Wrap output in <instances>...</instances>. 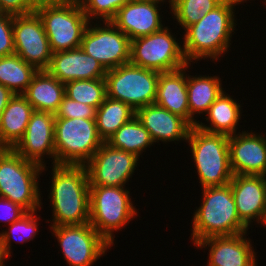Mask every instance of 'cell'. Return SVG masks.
<instances>
[{
  "label": "cell",
  "mask_w": 266,
  "mask_h": 266,
  "mask_svg": "<svg viewBox=\"0 0 266 266\" xmlns=\"http://www.w3.org/2000/svg\"><path fill=\"white\" fill-rule=\"evenodd\" d=\"M14 53L13 9L0 8V57Z\"/></svg>",
  "instance_id": "obj_34"
},
{
  "label": "cell",
  "mask_w": 266,
  "mask_h": 266,
  "mask_svg": "<svg viewBox=\"0 0 266 266\" xmlns=\"http://www.w3.org/2000/svg\"><path fill=\"white\" fill-rule=\"evenodd\" d=\"M158 4L161 6L155 0H131L117 11L111 22L130 40L158 32L165 26Z\"/></svg>",
  "instance_id": "obj_19"
},
{
  "label": "cell",
  "mask_w": 266,
  "mask_h": 266,
  "mask_svg": "<svg viewBox=\"0 0 266 266\" xmlns=\"http://www.w3.org/2000/svg\"><path fill=\"white\" fill-rule=\"evenodd\" d=\"M155 1H159V2H161V3H163V4H164V2H167L166 0H155ZM168 2H169V8H170V6H171L172 3L174 2V0H168Z\"/></svg>",
  "instance_id": "obj_40"
},
{
  "label": "cell",
  "mask_w": 266,
  "mask_h": 266,
  "mask_svg": "<svg viewBox=\"0 0 266 266\" xmlns=\"http://www.w3.org/2000/svg\"><path fill=\"white\" fill-rule=\"evenodd\" d=\"M46 0H0L1 8L17 11L35 10Z\"/></svg>",
  "instance_id": "obj_37"
},
{
  "label": "cell",
  "mask_w": 266,
  "mask_h": 266,
  "mask_svg": "<svg viewBox=\"0 0 266 266\" xmlns=\"http://www.w3.org/2000/svg\"><path fill=\"white\" fill-rule=\"evenodd\" d=\"M38 71L17 54L0 57V84L11 92L24 94Z\"/></svg>",
  "instance_id": "obj_29"
},
{
  "label": "cell",
  "mask_w": 266,
  "mask_h": 266,
  "mask_svg": "<svg viewBox=\"0 0 266 266\" xmlns=\"http://www.w3.org/2000/svg\"><path fill=\"white\" fill-rule=\"evenodd\" d=\"M33 111L23 94L10 99L0 117V148L13 149L17 145L25 134Z\"/></svg>",
  "instance_id": "obj_23"
},
{
  "label": "cell",
  "mask_w": 266,
  "mask_h": 266,
  "mask_svg": "<svg viewBox=\"0 0 266 266\" xmlns=\"http://www.w3.org/2000/svg\"><path fill=\"white\" fill-rule=\"evenodd\" d=\"M34 11L43 23L53 53L81 47L90 21L80 2L46 0Z\"/></svg>",
  "instance_id": "obj_6"
},
{
  "label": "cell",
  "mask_w": 266,
  "mask_h": 266,
  "mask_svg": "<svg viewBox=\"0 0 266 266\" xmlns=\"http://www.w3.org/2000/svg\"><path fill=\"white\" fill-rule=\"evenodd\" d=\"M218 76L187 75L189 124L196 126L194 116L206 114L210 105L222 94V80Z\"/></svg>",
  "instance_id": "obj_26"
},
{
  "label": "cell",
  "mask_w": 266,
  "mask_h": 266,
  "mask_svg": "<svg viewBox=\"0 0 266 266\" xmlns=\"http://www.w3.org/2000/svg\"><path fill=\"white\" fill-rule=\"evenodd\" d=\"M106 143L113 148L134 153L138 157L146 152L144 150L154 145L149 131L136 116L123 124Z\"/></svg>",
  "instance_id": "obj_28"
},
{
  "label": "cell",
  "mask_w": 266,
  "mask_h": 266,
  "mask_svg": "<svg viewBox=\"0 0 266 266\" xmlns=\"http://www.w3.org/2000/svg\"><path fill=\"white\" fill-rule=\"evenodd\" d=\"M103 143L95 119L55 118L56 164L85 165Z\"/></svg>",
  "instance_id": "obj_8"
},
{
  "label": "cell",
  "mask_w": 266,
  "mask_h": 266,
  "mask_svg": "<svg viewBox=\"0 0 266 266\" xmlns=\"http://www.w3.org/2000/svg\"><path fill=\"white\" fill-rule=\"evenodd\" d=\"M223 0H174L169 9L184 31L197 23L202 16L217 7Z\"/></svg>",
  "instance_id": "obj_32"
},
{
  "label": "cell",
  "mask_w": 266,
  "mask_h": 266,
  "mask_svg": "<svg viewBox=\"0 0 266 266\" xmlns=\"http://www.w3.org/2000/svg\"><path fill=\"white\" fill-rule=\"evenodd\" d=\"M55 115L53 113L34 110L28 122L23 138L13 148L27 161L46 166L45 156L52 158L56 164L54 146Z\"/></svg>",
  "instance_id": "obj_15"
},
{
  "label": "cell",
  "mask_w": 266,
  "mask_h": 266,
  "mask_svg": "<svg viewBox=\"0 0 266 266\" xmlns=\"http://www.w3.org/2000/svg\"><path fill=\"white\" fill-rule=\"evenodd\" d=\"M50 186L51 226L89 223L90 185L84 165L53 164Z\"/></svg>",
  "instance_id": "obj_2"
},
{
  "label": "cell",
  "mask_w": 266,
  "mask_h": 266,
  "mask_svg": "<svg viewBox=\"0 0 266 266\" xmlns=\"http://www.w3.org/2000/svg\"><path fill=\"white\" fill-rule=\"evenodd\" d=\"M65 95L72 100L99 108L107 96L105 78L72 80L65 83Z\"/></svg>",
  "instance_id": "obj_30"
},
{
  "label": "cell",
  "mask_w": 266,
  "mask_h": 266,
  "mask_svg": "<svg viewBox=\"0 0 266 266\" xmlns=\"http://www.w3.org/2000/svg\"><path fill=\"white\" fill-rule=\"evenodd\" d=\"M60 82L105 78L107 70L81 47L52 54L46 70Z\"/></svg>",
  "instance_id": "obj_20"
},
{
  "label": "cell",
  "mask_w": 266,
  "mask_h": 266,
  "mask_svg": "<svg viewBox=\"0 0 266 266\" xmlns=\"http://www.w3.org/2000/svg\"><path fill=\"white\" fill-rule=\"evenodd\" d=\"M97 108L72 100L66 95L56 111L55 118L95 119Z\"/></svg>",
  "instance_id": "obj_35"
},
{
  "label": "cell",
  "mask_w": 266,
  "mask_h": 266,
  "mask_svg": "<svg viewBox=\"0 0 266 266\" xmlns=\"http://www.w3.org/2000/svg\"><path fill=\"white\" fill-rule=\"evenodd\" d=\"M131 0H81L80 4L90 22L111 21L117 11ZM101 19V20H100Z\"/></svg>",
  "instance_id": "obj_33"
},
{
  "label": "cell",
  "mask_w": 266,
  "mask_h": 266,
  "mask_svg": "<svg viewBox=\"0 0 266 266\" xmlns=\"http://www.w3.org/2000/svg\"><path fill=\"white\" fill-rule=\"evenodd\" d=\"M202 203L193 213L191 241L212 236H232L248 231L240 220L229 184L202 190Z\"/></svg>",
  "instance_id": "obj_3"
},
{
  "label": "cell",
  "mask_w": 266,
  "mask_h": 266,
  "mask_svg": "<svg viewBox=\"0 0 266 266\" xmlns=\"http://www.w3.org/2000/svg\"><path fill=\"white\" fill-rule=\"evenodd\" d=\"M23 95L34 110L55 114L65 96V84L47 71H38Z\"/></svg>",
  "instance_id": "obj_25"
},
{
  "label": "cell",
  "mask_w": 266,
  "mask_h": 266,
  "mask_svg": "<svg viewBox=\"0 0 266 266\" xmlns=\"http://www.w3.org/2000/svg\"><path fill=\"white\" fill-rule=\"evenodd\" d=\"M160 73L131 63L107 70V96L129 105L134 111L154 104Z\"/></svg>",
  "instance_id": "obj_9"
},
{
  "label": "cell",
  "mask_w": 266,
  "mask_h": 266,
  "mask_svg": "<svg viewBox=\"0 0 266 266\" xmlns=\"http://www.w3.org/2000/svg\"><path fill=\"white\" fill-rule=\"evenodd\" d=\"M69 266H92L112 246L91 226H50Z\"/></svg>",
  "instance_id": "obj_12"
},
{
  "label": "cell",
  "mask_w": 266,
  "mask_h": 266,
  "mask_svg": "<svg viewBox=\"0 0 266 266\" xmlns=\"http://www.w3.org/2000/svg\"><path fill=\"white\" fill-rule=\"evenodd\" d=\"M229 185L240 220L248 228L253 221L262 225L266 215V176L233 175Z\"/></svg>",
  "instance_id": "obj_17"
},
{
  "label": "cell",
  "mask_w": 266,
  "mask_h": 266,
  "mask_svg": "<svg viewBox=\"0 0 266 266\" xmlns=\"http://www.w3.org/2000/svg\"><path fill=\"white\" fill-rule=\"evenodd\" d=\"M242 2L244 3L243 0H223L183 32V53L189 64L207 58L216 62L229 51L232 32L237 25L234 9L236 4Z\"/></svg>",
  "instance_id": "obj_1"
},
{
  "label": "cell",
  "mask_w": 266,
  "mask_h": 266,
  "mask_svg": "<svg viewBox=\"0 0 266 266\" xmlns=\"http://www.w3.org/2000/svg\"><path fill=\"white\" fill-rule=\"evenodd\" d=\"M188 64L178 70L163 72L159 75L157 94L154 104L177 114L189 123L187 92Z\"/></svg>",
  "instance_id": "obj_22"
},
{
  "label": "cell",
  "mask_w": 266,
  "mask_h": 266,
  "mask_svg": "<svg viewBox=\"0 0 266 266\" xmlns=\"http://www.w3.org/2000/svg\"><path fill=\"white\" fill-rule=\"evenodd\" d=\"M44 170L46 166L25 160L14 149L0 148V197L27 212L40 210L43 204L38 178Z\"/></svg>",
  "instance_id": "obj_4"
},
{
  "label": "cell",
  "mask_w": 266,
  "mask_h": 266,
  "mask_svg": "<svg viewBox=\"0 0 266 266\" xmlns=\"http://www.w3.org/2000/svg\"><path fill=\"white\" fill-rule=\"evenodd\" d=\"M169 29L165 26L158 32L131 40L129 63L159 73L188 65L181 43Z\"/></svg>",
  "instance_id": "obj_10"
},
{
  "label": "cell",
  "mask_w": 266,
  "mask_h": 266,
  "mask_svg": "<svg viewBox=\"0 0 266 266\" xmlns=\"http://www.w3.org/2000/svg\"><path fill=\"white\" fill-rule=\"evenodd\" d=\"M89 22L81 42V48L106 69L117 68L130 61V39L111 21ZM98 24V25H97ZM103 25V26H101Z\"/></svg>",
  "instance_id": "obj_13"
},
{
  "label": "cell",
  "mask_w": 266,
  "mask_h": 266,
  "mask_svg": "<svg viewBox=\"0 0 266 266\" xmlns=\"http://www.w3.org/2000/svg\"><path fill=\"white\" fill-rule=\"evenodd\" d=\"M134 116H136V111L129 105L106 96L96 112L95 121L99 137L103 142H107L123 124L129 122Z\"/></svg>",
  "instance_id": "obj_27"
},
{
  "label": "cell",
  "mask_w": 266,
  "mask_h": 266,
  "mask_svg": "<svg viewBox=\"0 0 266 266\" xmlns=\"http://www.w3.org/2000/svg\"><path fill=\"white\" fill-rule=\"evenodd\" d=\"M15 54L37 71L49 67L52 50L43 23L34 10H13Z\"/></svg>",
  "instance_id": "obj_11"
},
{
  "label": "cell",
  "mask_w": 266,
  "mask_h": 266,
  "mask_svg": "<svg viewBox=\"0 0 266 266\" xmlns=\"http://www.w3.org/2000/svg\"><path fill=\"white\" fill-rule=\"evenodd\" d=\"M228 146L233 175L266 176V136L238 132L229 136Z\"/></svg>",
  "instance_id": "obj_16"
},
{
  "label": "cell",
  "mask_w": 266,
  "mask_h": 266,
  "mask_svg": "<svg viewBox=\"0 0 266 266\" xmlns=\"http://www.w3.org/2000/svg\"><path fill=\"white\" fill-rule=\"evenodd\" d=\"M69 1H75V2H80L81 0H69Z\"/></svg>",
  "instance_id": "obj_42"
},
{
  "label": "cell",
  "mask_w": 266,
  "mask_h": 266,
  "mask_svg": "<svg viewBox=\"0 0 266 266\" xmlns=\"http://www.w3.org/2000/svg\"><path fill=\"white\" fill-rule=\"evenodd\" d=\"M36 213L37 211L27 212L18 221L11 223L8 230H2V232H0V246L8 258L11 256L12 252V239H14L16 243H27L33 240L38 234V219L40 218Z\"/></svg>",
  "instance_id": "obj_31"
},
{
  "label": "cell",
  "mask_w": 266,
  "mask_h": 266,
  "mask_svg": "<svg viewBox=\"0 0 266 266\" xmlns=\"http://www.w3.org/2000/svg\"><path fill=\"white\" fill-rule=\"evenodd\" d=\"M262 224H263V226L265 225L264 227H266V215H265V218H264V221Z\"/></svg>",
  "instance_id": "obj_41"
},
{
  "label": "cell",
  "mask_w": 266,
  "mask_h": 266,
  "mask_svg": "<svg viewBox=\"0 0 266 266\" xmlns=\"http://www.w3.org/2000/svg\"><path fill=\"white\" fill-rule=\"evenodd\" d=\"M15 94L11 92L7 87L0 84V117L4 109L7 107V104L9 103L10 99Z\"/></svg>",
  "instance_id": "obj_38"
},
{
  "label": "cell",
  "mask_w": 266,
  "mask_h": 266,
  "mask_svg": "<svg viewBox=\"0 0 266 266\" xmlns=\"http://www.w3.org/2000/svg\"><path fill=\"white\" fill-rule=\"evenodd\" d=\"M245 233L232 236H212L194 246L209 250L207 266H258L251 239Z\"/></svg>",
  "instance_id": "obj_18"
},
{
  "label": "cell",
  "mask_w": 266,
  "mask_h": 266,
  "mask_svg": "<svg viewBox=\"0 0 266 266\" xmlns=\"http://www.w3.org/2000/svg\"><path fill=\"white\" fill-rule=\"evenodd\" d=\"M26 213L27 211L20 205L0 197V222H5L10 225L18 221Z\"/></svg>",
  "instance_id": "obj_36"
},
{
  "label": "cell",
  "mask_w": 266,
  "mask_h": 266,
  "mask_svg": "<svg viewBox=\"0 0 266 266\" xmlns=\"http://www.w3.org/2000/svg\"><path fill=\"white\" fill-rule=\"evenodd\" d=\"M136 117L149 131L155 144L160 141L168 143L185 140L186 142L191 128L184 118L156 104L139 108L136 111Z\"/></svg>",
  "instance_id": "obj_21"
},
{
  "label": "cell",
  "mask_w": 266,
  "mask_h": 266,
  "mask_svg": "<svg viewBox=\"0 0 266 266\" xmlns=\"http://www.w3.org/2000/svg\"><path fill=\"white\" fill-rule=\"evenodd\" d=\"M241 104L233 99L225 91L210 105L206 113V121L209 125L198 122L196 126L209 133L231 136L237 133L241 120Z\"/></svg>",
  "instance_id": "obj_24"
},
{
  "label": "cell",
  "mask_w": 266,
  "mask_h": 266,
  "mask_svg": "<svg viewBox=\"0 0 266 266\" xmlns=\"http://www.w3.org/2000/svg\"><path fill=\"white\" fill-rule=\"evenodd\" d=\"M8 257L6 256V254L4 253L3 249L0 246V266H5L4 262H6L5 260H7Z\"/></svg>",
  "instance_id": "obj_39"
},
{
  "label": "cell",
  "mask_w": 266,
  "mask_h": 266,
  "mask_svg": "<svg viewBox=\"0 0 266 266\" xmlns=\"http://www.w3.org/2000/svg\"><path fill=\"white\" fill-rule=\"evenodd\" d=\"M228 141L227 135L209 133L191 126L186 142L189 143L202 189L230 183L233 173Z\"/></svg>",
  "instance_id": "obj_5"
},
{
  "label": "cell",
  "mask_w": 266,
  "mask_h": 266,
  "mask_svg": "<svg viewBox=\"0 0 266 266\" xmlns=\"http://www.w3.org/2000/svg\"><path fill=\"white\" fill-rule=\"evenodd\" d=\"M130 197L126 187L90 186L89 223L112 246L115 245L113 232L138 215Z\"/></svg>",
  "instance_id": "obj_7"
},
{
  "label": "cell",
  "mask_w": 266,
  "mask_h": 266,
  "mask_svg": "<svg viewBox=\"0 0 266 266\" xmlns=\"http://www.w3.org/2000/svg\"><path fill=\"white\" fill-rule=\"evenodd\" d=\"M140 157L104 142L84 165L90 186L125 187L139 165Z\"/></svg>",
  "instance_id": "obj_14"
}]
</instances>
